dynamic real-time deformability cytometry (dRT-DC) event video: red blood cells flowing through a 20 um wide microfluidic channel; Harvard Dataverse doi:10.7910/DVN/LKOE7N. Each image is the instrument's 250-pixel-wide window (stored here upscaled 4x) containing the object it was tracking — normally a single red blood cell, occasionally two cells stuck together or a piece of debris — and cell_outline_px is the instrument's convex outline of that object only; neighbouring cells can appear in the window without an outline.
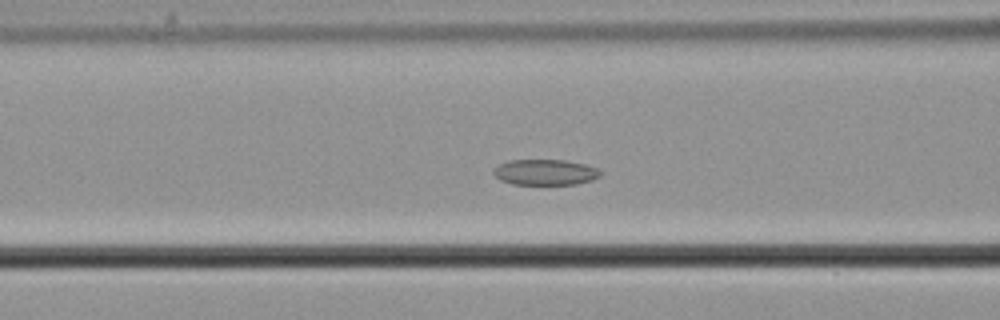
{"species": "common noctule bat (a hibernating species)", "species_latin": "Nyctalus noctula", "temperature_condition": "cold", "stored_images_in_passage": 44, "camera_frame_rate_fps": 3000, "um_per_image_px": 0.085, "animal": {"sex": "male", "body_mass_g": 21.5, "forearm_length_mm": 52.0}, "frame": {"image": 1, "passage_image": 19, "time_ms": 6.0, "image_size_px": [1000, 320], "cell_outline_px": [[600, 176], [592, 180], [576, 184], [512, 184], [500, 180], [492, 172], [500, 164], [508, 160], [564, 160], [588, 164], [596, 168], [600, 172]], "centroid_in_image_um": [46.35, 14.63], "position_along_channel_um": 120.2, "area_um2": 15.95}}
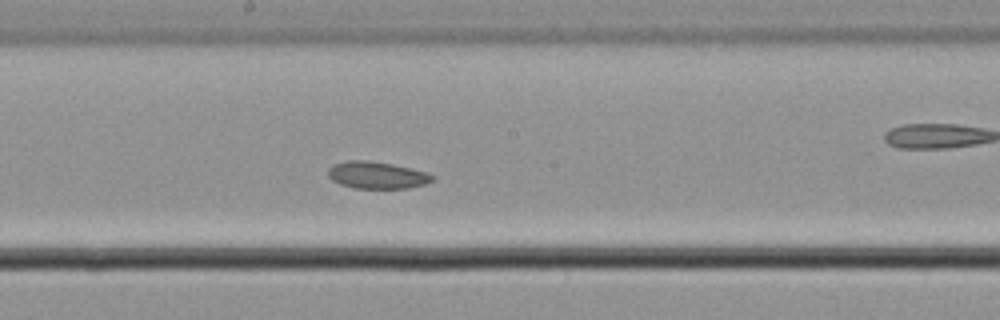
{"frame": {"image": 2, "passage_image": 27, "time_ms": 8.667, "image_size_px": [1000, 320], "cell_outline_px": [[436, 176], [432, 180], [424, 184], [408, 188], [356, 188], [340, 184], [332, 180], [328, 176], [328, 168], [332, 164], [348, 160], [368, 160], [392, 164], [412, 168]], "centroid_in_image_um": [32.01, 14.87], "position_along_channel_um": 216.2, "area_um2": 16.42}}
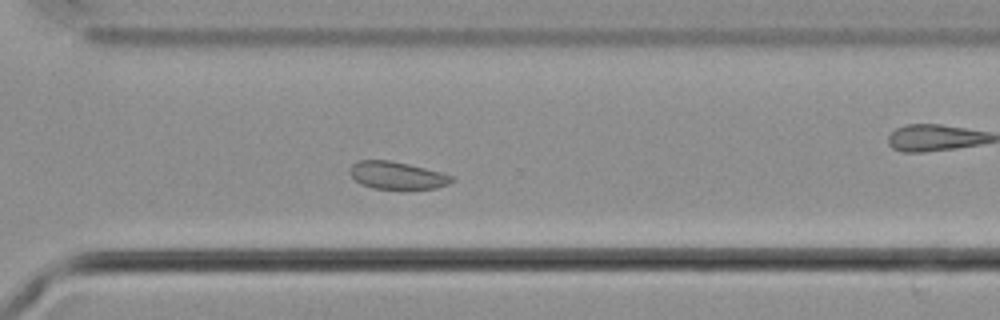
{"frame": {"image": 3, "passage_image": 37, "time_ms": 12.0, "image_size_px": [1000, 320], "cell_outline_px": [[456, 180], [448, 184], [436, 188], [372, 188], [360, 184], [348, 172], [348, 168], [356, 160], [392, 160], [440, 172], [452, 176]], "centroid_in_image_um": [33.7, 14.89], "position_along_channel_um": 336.9, "area_um2": 16.24}, "authors_computed_cell_mechanics": {"area_um2": 17.7446, "velocity_mm_per_s": 3.6026, "shape_relaxation_time_tau1_ms": null, "shape_relaxation_time_tau2_ms": 5.9175, "deformation_change_tau1": null, "deformation_change_tau2": 0.1021}}